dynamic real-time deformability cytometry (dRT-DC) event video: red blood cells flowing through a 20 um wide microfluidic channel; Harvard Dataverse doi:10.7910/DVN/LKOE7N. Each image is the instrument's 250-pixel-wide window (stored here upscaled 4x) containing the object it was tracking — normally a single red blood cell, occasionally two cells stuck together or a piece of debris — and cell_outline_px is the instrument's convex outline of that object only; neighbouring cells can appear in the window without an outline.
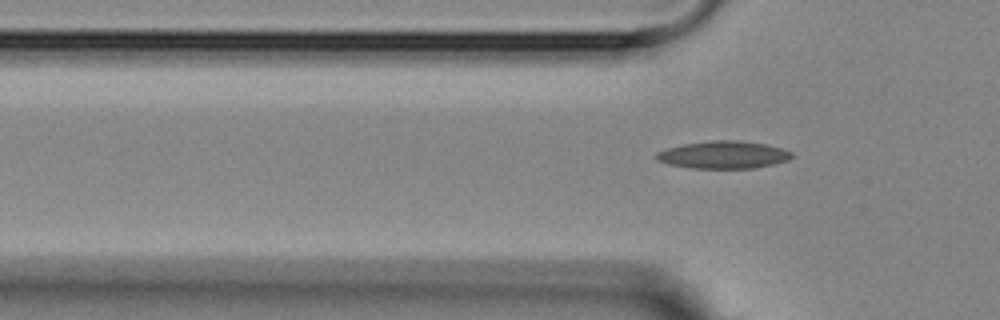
{"species": "Egyptian fruit bat (a non-hibernating species)", "species_latin": "Rousettus aegyptiacus", "temperature_condition": "room temperature", "stored_images_in_passage": 6, "segment_of_instrument_passage": [2, 2], "camera_frame_rate_fps": 3000, "um_per_image_px": 0.085, "animal": {"sex": "female"}, "frame": {"image": 1, "passage_image": 6, "time_ms": 5.667, "image_size_px": [1000, 320], "cell_outline_px": [[792, 156], [788, 160], [756, 168], [692, 168], [668, 164], [656, 160], [656, 152], [680, 144], [712, 140], [740, 140], [764, 144], [780, 148], [792, 152]], "centroid_in_image_um": [61.45, 13.15], "position_along_channel_um": 64.3, "area_um2": 21.68}}